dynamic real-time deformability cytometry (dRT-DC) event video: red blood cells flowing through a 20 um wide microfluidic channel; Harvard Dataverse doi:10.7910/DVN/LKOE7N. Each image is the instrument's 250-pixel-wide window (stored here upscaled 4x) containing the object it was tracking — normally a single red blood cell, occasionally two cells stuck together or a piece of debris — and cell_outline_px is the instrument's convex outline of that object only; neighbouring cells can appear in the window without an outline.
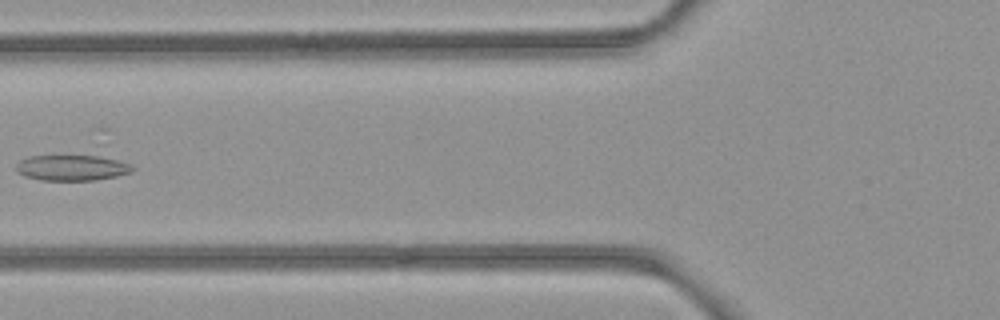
{"species": "common noctule bat (a hibernating species)", "species_latin": "Nyctalus noctula", "temperature_condition": "room temperature", "stored_images_in_passage": 6, "camera_frame_rate_fps": 3000, "um_per_image_px": 0.085, "animal": {"sex": "female", "body_mass_g": 21.9}, "frame": {"image": 1, "passage_image": 6, "time_ms": 1.667, "image_size_px": [1000, 320], "cell_outline_px": [[136, 168], [132, 172], [116, 176], [96, 180], [40, 180], [24, 176], [16, 172], [16, 164], [20, 160], [28, 156], [104, 144], [132, 164]], "centroid_in_image_um": [6.41, 14.0], "position_along_channel_um": 119.4, "area_um2": 22.08}}